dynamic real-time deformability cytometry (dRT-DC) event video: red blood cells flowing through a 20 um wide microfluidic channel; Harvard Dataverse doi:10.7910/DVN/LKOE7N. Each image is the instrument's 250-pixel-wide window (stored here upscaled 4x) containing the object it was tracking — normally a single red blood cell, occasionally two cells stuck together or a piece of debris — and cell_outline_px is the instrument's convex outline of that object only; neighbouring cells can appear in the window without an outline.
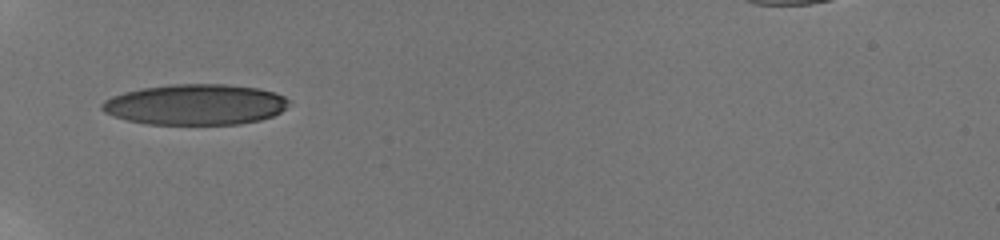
{"species": "human", "species_latin": "Homo sapiens", "temperature_condition": "room temperature", "stored_images_in_passage": 40, "camera_frame_rate_fps": 3000, "um_per_image_px": 0.085, "donor": {"sex": "male"}, "frame": {"image": 1, "passage_image": 1, "time_ms": 0.0, "image_size_px": [1000, 240], "cell_outline_px": [[292, 104], [280, 112], [272, 116], [260, 120], [240, 124], [148, 124], [128, 120], [112, 116], [104, 112], [100, 108], [100, 104], [104, 100], [112, 96], [124, 92], [140, 88], [168, 84], [224, 84], [260, 88], [276, 92], [292, 100]], "centroid_in_image_um": [16.63, 8.88], "position_along_channel_um": 68.4, "area_um2": 44.85}}
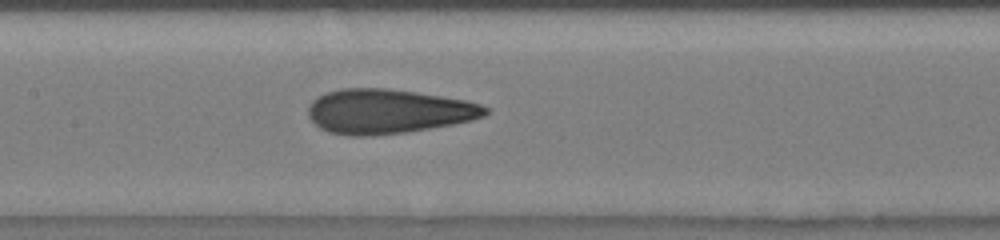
{"frame": {"image": 2, "passage_image": 16, "time_ms": 3.0, "image_size_px": [1000, 240], "cell_outline_px": [[488, 112], [484, 116], [472, 120], [452, 124], [404, 132], [372, 136], [352, 136], [328, 132], [320, 128], [308, 116], [308, 108], [312, 100], [328, 92], [340, 88], [388, 88], [416, 92], [464, 100], [480, 104], [488, 108]], "centroid_in_image_um": [32.96, 9.46], "position_along_channel_um": 174.4, "area_um2": 45.66}}
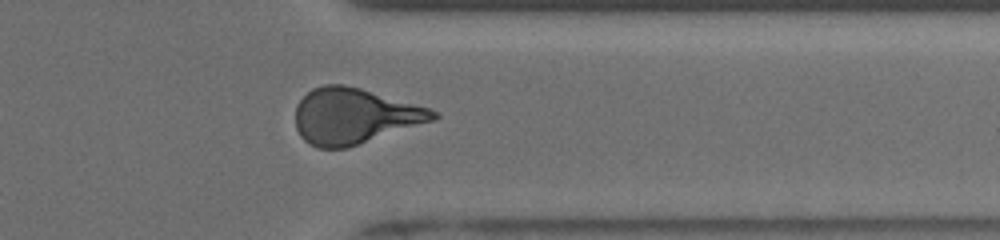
{"frame": {"image": 3, "passage_image": 31, "time_ms": 8.333, "image_size_px": [1000, 240], "cell_outline_px": [[440, 116], [436, 120], [348, 148], [316, 148], [308, 144], [300, 136], [296, 128], [296, 104], [312, 88], [324, 84], [344, 84], [360, 88], [428, 108], [436, 112]], "centroid_in_image_um": [30.09, 9.88], "position_along_channel_um": 381.3, "area_um2": 44.74}, "authors_computed_cell_mechanics": {"area_um2": 44.795, "velocity_mm_per_s": 3.8965, "shape_relaxation_time_tau1_ms": 5.9081, "shape_relaxation_time_tau2_ms": 1.0654, "deformation_change_tau1": 0.2073, "deformation_change_tau2": 0.099}}